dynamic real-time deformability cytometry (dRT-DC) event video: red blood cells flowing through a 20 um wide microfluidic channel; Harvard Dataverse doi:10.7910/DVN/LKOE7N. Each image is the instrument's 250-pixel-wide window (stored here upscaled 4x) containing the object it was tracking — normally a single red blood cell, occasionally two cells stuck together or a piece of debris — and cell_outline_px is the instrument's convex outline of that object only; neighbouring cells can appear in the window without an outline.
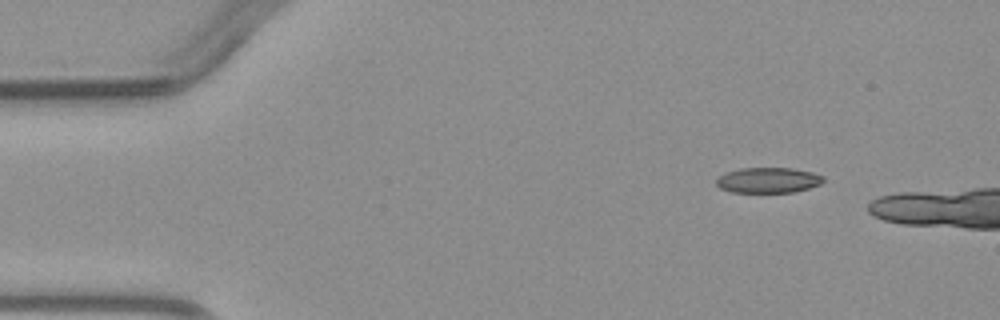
{"species": "common noctule bat (a hibernating species)", "species_latin": "Nyctalus noctula", "temperature_condition": "warm", "stored_images_in_passage": 3, "camera_frame_rate_fps": 3000, "um_per_image_px": 0.085, "animal": {"sex": "male", "body_mass_g": 23.1, "forearm_length_mm": 52.7}, "frame": {"image": 1, "passage_image": 1, "time_ms": 0.0, "image_size_px": [1000, 320], "cell_outline_px": [[824, 180], [820, 184], [808, 188], [792, 192], [732, 192], [720, 188], [716, 184], [716, 180], [720, 176], [728, 172], [740, 168], [792, 168], [812, 172], [824, 176]], "centroid_in_image_um": [65.31, 15.31], "position_along_channel_um": 19.7, "area_um2": 15.72}}